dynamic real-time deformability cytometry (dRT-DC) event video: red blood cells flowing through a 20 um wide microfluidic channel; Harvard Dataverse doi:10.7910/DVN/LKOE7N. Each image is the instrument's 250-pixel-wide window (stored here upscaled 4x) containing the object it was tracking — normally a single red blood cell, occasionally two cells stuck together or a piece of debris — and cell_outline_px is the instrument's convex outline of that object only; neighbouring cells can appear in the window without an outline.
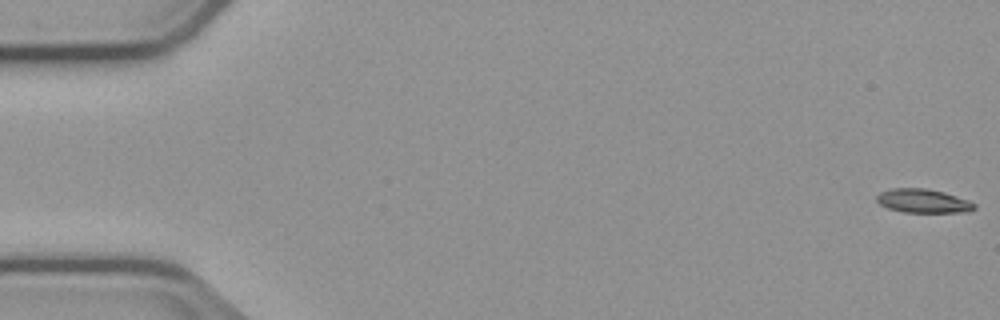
{"species": "common noctule bat (a hibernating species)", "species_latin": "Nyctalus noctula", "temperature_condition": "cold", "stored_images_in_passage": 13, "camera_frame_rate_fps": 3000, "um_per_image_px": 0.085, "animal": {"sex": "male", "body_mass_g": 23.1, "forearm_length_mm": 52.7}, "frame": {"image": 1, "passage_image": 1, "time_ms": 0.0, "image_size_px": [1000, 320], "cell_outline_px": [[976, 208], [968, 212], [904, 212], [888, 208], [880, 204], [876, 200], [876, 196], [880, 192], [888, 188], [924, 188], [944, 192], [968, 200], [976, 204]], "centroid_in_image_um": [78.45, 17.07], "position_along_channel_um": 6.5, "area_um2": 13.58}}